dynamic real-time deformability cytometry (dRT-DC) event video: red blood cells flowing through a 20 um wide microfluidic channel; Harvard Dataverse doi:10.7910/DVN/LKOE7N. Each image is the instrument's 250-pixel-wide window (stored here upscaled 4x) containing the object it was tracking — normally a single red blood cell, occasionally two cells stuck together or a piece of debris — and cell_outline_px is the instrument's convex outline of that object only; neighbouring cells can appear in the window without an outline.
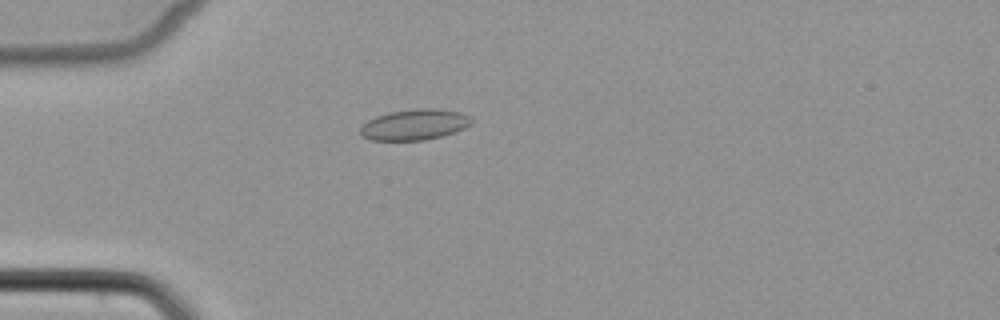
{"species": "common noctule bat (a hibernating species)", "species_latin": "Nyctalus noctula", "temperature_condition": "cold", "stored_images_in_passage": 5, "camera_frame_rate_fps": 3000, "um_per_image_px": 0.085, "animal": {"sex": "female", "body_mass_g": 22.7, "forearm_length_mm": 54.2}, "frame": {"image": 1, "passage_image": 5, "time_ms": 4.667, "image_size_px": [1000, 320], "cell_outline_px": [[472, 124], [456, 132], [424, 140], [372, 140], [360, 136], [360, 128], [368, 120], [376, 116], [388, 112], [416, 108], [436, 108], [460, 112], [468, 116], [472, 120]], "centroid_in_image_um": [35.23, 10.58], "position_along_channel_um": 49.8, "area_um2": 20.0}}